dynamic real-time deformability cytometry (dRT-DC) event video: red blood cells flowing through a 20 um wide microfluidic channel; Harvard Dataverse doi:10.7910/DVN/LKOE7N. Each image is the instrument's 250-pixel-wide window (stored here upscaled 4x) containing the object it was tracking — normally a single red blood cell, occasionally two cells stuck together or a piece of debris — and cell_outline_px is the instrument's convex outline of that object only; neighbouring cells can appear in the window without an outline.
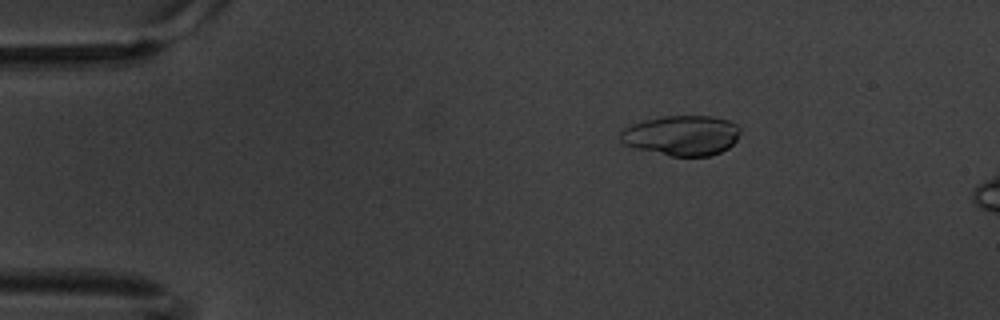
{"species": "common noctule bat (a hibernating species)", "species_latin": "Nyctalus noctula", "temperature_condition": "warm", "stored_images_in_passage": 6, "camera_frame_rate_fps": 3000, "um_per_image_px": 0.085, "animal": {"sex": "male", "body_mass_g": 20.1, "forearm_length_mm": 53.5}, "frame": {"image": 1, "passage_image": 3, "time_ms": 0.667, "image_size_px": [1000, 320], "cell_outline_px": [[740, 132], [736, 140], [728, 148], [720, 152], [708, 156], [672, 156], [636, 148], [624, 144], [620, 140], [620, 132], [624, 128], [632, 124], [644, 120], [664, 116], [712, 116], [728, 120], [736, 124], [740, 128]], "centroid_in_image_um": [57.95, 11.51], "position_along_channel_um": 27.1, "area_um2": 27.92}}